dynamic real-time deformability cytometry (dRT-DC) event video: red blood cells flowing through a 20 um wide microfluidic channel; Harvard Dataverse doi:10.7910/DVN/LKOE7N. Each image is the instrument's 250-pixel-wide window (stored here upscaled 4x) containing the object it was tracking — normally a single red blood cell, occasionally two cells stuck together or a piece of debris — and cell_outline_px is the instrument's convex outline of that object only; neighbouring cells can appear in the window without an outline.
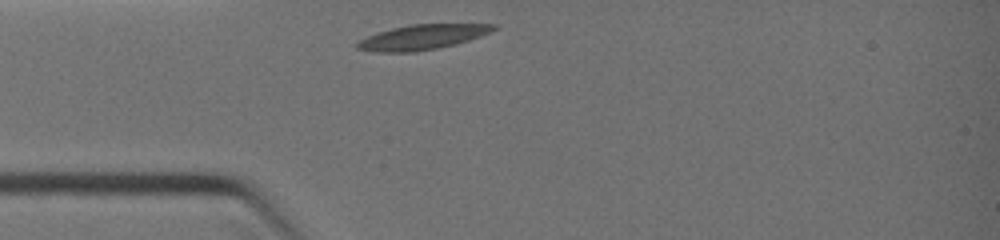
{"species": "common noctule bat (a hibernating species)", "species_latin": "Nyctalus noctula", "temperature_condition": "warm", "stored_images_in_passage": 10, "camera_frame_rate_fps": 3000, "um_per_image_px": 0.085, "animal": {"sex": "female", "body_mass_g": 19.0, "forearm_length_mm": 51.5}, "frame": {"image": 1, "passage_image": 1, "time_ms": 0.0, "image_size_px": [1000, 240], "cell_outline_px": [[500, 28], [492, 32], [456, 44], [416, 52], [372, 52], [356, 48], [356, 44], [360, 40], [368, 36], [392, 28], [408, 24], [496, 24]], "centroid_in_image_um": [35.93, 3.15], "position_along_channel_um": 49.1, "area_um2": 19.83}}
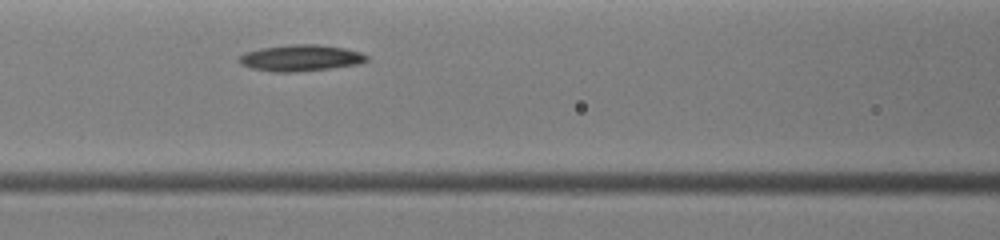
{"frame": {"image": 2, "passage_image": 5, "time_ms": 2.0, "image_size_px": [1000, 240], "cell_outline_px": [[368, 60], [360, 64], [332, 68], [296, 72], [276, 72], [252, 68], [240, 64], [236, 60], [244, 52], [260, 48], [292, 44], [316, 44], [344, 48], [360, 52], [368, 56]], "centroid_in_image_um": [25.54, 4.93], "position_along_channel_um": 141.1, "area_um2": 19.71}}
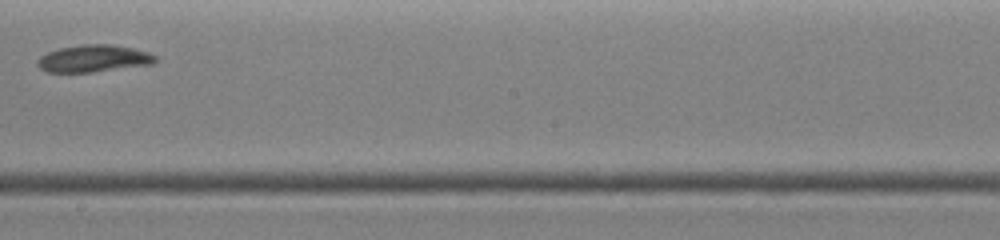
{"frame": {"image": 3, "passage_image": 9, "time_ms": 4.0, "image_size_px": [1000, 240], "cell_outline_px": [[156, 60], [152, 64], [92, 72], [48, 72], [40, 68], [36, 64], [36, 60], [40, 56], [48, 52], [60, 48], [84, 44], [112, 44], [132, 48], [148, 52], [156, 56]], "centroid_in_image_um": [7.93, 4.97], "position_along_channel_um": 240.3, "area_um2": 18.55}}